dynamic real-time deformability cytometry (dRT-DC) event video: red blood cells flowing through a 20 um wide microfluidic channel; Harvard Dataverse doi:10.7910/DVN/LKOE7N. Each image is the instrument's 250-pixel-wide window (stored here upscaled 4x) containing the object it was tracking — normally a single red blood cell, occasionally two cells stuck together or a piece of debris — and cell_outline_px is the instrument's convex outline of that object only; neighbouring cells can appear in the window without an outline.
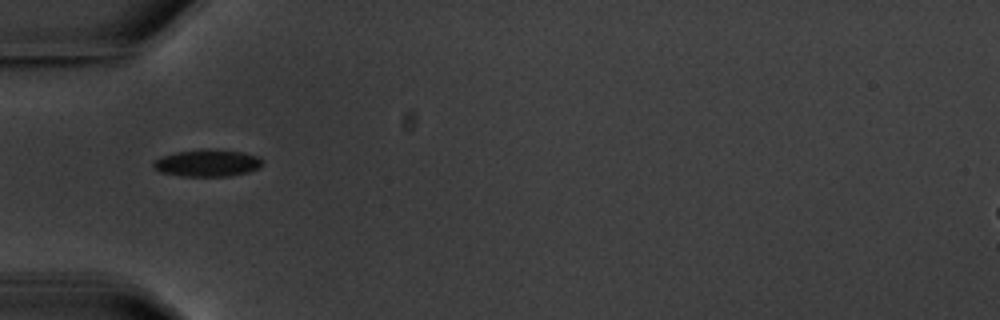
{"species": "common noctule bat (a hibernating species)", "species_latin": "Nyctalus noctula", "temperature_condition": "warm", "stored_images_in_passage": 2, "camera_frame_rate_fps": 3000, "um_per_image_px": 0.085, "animal": {"sex": "male", "body_mass_g": 20.1, "forearm_length_mm": 53.5}, "frame": {"image": 1, "passage_image": 1, "time_ms": 0.0, "image_size_px": [1000, 320], "cell_outline_px": [[264, 160], [260, 168], [248, 172], [228, 176], [180, 176], [160, 172], [152, 164], [156, 160], [164, 156], [176, 152], [208, 148], [216, 148], [244, 152], [260, 156]], "centroid_in_image_um": [17.71, 13.84], "position_along_channel_um": 67.3, "area_um2": 17.4}}